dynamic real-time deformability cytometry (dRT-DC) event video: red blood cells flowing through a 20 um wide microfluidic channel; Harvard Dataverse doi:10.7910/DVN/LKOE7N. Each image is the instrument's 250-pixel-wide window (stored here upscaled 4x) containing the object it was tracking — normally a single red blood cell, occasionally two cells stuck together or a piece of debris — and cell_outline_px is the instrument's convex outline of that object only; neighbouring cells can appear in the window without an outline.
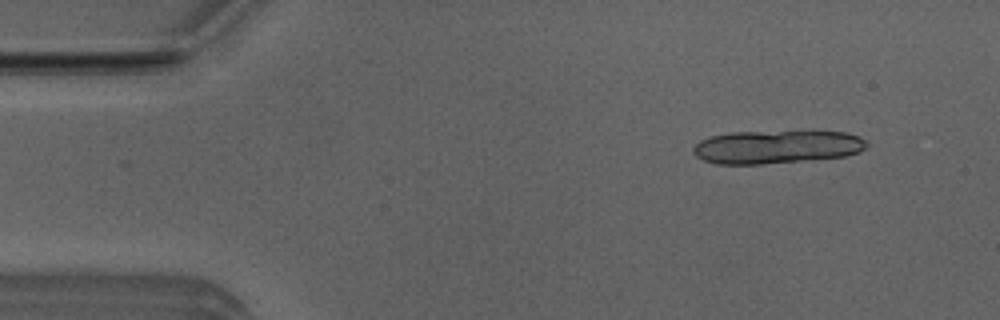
{"species": "Egyptian fruit bat (a non-hibernating species)", "species_latin": "Rousettus aegyptiacus", "temperature_condition": "room temperature", "stored_images_in_passage": 5, "camera_frame_rate_fps": 3000, "um_per_image_px": 0.085, "animal": {"sex": "male"}, "frame": {"image": 1, "passage_image": 2, "time_ms": 0.333, "image_size_px": [1000, 320], "cell_outline_px": [[868, 144], [860, 152], [844, 156], [760, 164], [716, 164], [704, 160], [696, 156], [692, 152], [692, 148], [700, 140], [712, 136], [732, 132], [812, 128], [816, 128], [848, 132], [860, 136]], "centroid_in_image_um": [66.08, 12.42], "position_along_channel_um": 18.9, "area_um2": 34.97}}